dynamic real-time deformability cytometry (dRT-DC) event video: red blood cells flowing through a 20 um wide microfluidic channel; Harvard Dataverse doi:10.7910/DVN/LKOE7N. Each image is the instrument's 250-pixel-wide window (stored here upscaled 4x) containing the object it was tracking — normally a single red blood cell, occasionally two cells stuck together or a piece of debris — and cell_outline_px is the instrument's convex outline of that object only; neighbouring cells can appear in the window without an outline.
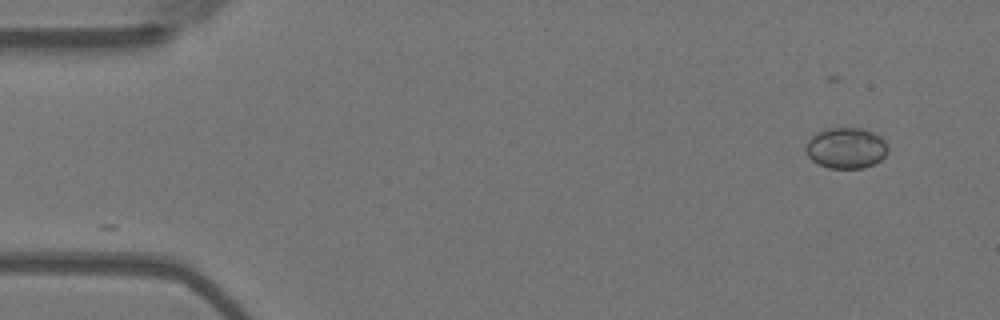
{"species": "Egyptian fruit bat (a non-hibernating species)", "species_latin": "Rousettus aegyptiacus", "temperature_condition": "warm", "stored_images_in_passage": 52, "camera_frame_rate_fps": 3000, "um_per_image_px": 0.085, "animal": {"sex": "female"}, "frame": {"image": 1, "passage_image": 1, "time_ms": 0.0, "image_size_px": [1000, 320], "cell_outline_px": [[888, 148], [884, 156], [880, 160], [864, 168], [828, 168], [812, 160], [808, 156], [804, 148], [808, 140], [816, 132], [824, 128], [860, 128], [872, 132], [880, 136], [884, 140]], "centroid_in_image_um": [71.89, 12.57], "position_along_channel_um": 13.1, "area_um2": 19.54}}
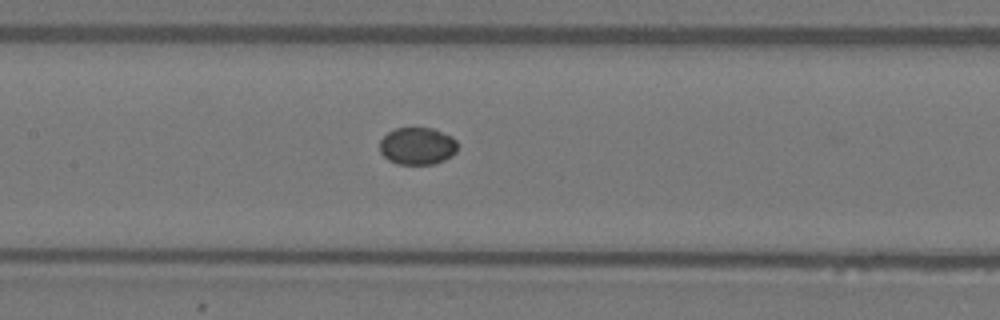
{"frame": {"image": 2, "passage_image": 23, "time_ms": 7.333, "image_size_px": [1000, 320], "cell_outline_px": [[456, 152], [452, 156], [444, 160], [432, 164], [396, 164], [388, 160], [380, 152], [380, 140], [388, 132], [396, 128], [432, 128], [452, 136], [456, 140]], "centroid_in_image_um": [35.47, 12.41], "position_along_channel_um": 171.9, "area_um2": 16.94}}
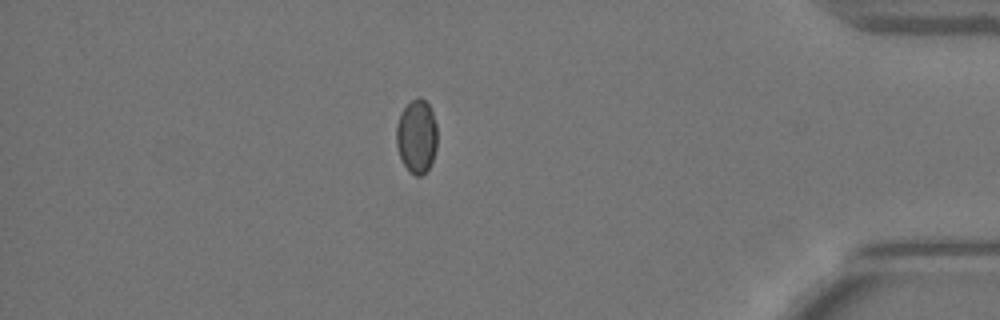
{"frame": {"image": 3, "passage_image": 45, "time_ms": 14.667, "image_size_px": [1000, 320], "cell_outline_px": [[436, 148], [432, 160], [428, 168], [420, 176], [416, 176], [408, 172], [400, 156], [396, 144], [396, 124], [404, 108], [412, 100], [420, 96], [428, 104], [432, 112], [436, 124]], "centroid_in_image_um": [35.4, 11.6], "position_along_channel_um": 399.8, "area_um2": 17.4}}